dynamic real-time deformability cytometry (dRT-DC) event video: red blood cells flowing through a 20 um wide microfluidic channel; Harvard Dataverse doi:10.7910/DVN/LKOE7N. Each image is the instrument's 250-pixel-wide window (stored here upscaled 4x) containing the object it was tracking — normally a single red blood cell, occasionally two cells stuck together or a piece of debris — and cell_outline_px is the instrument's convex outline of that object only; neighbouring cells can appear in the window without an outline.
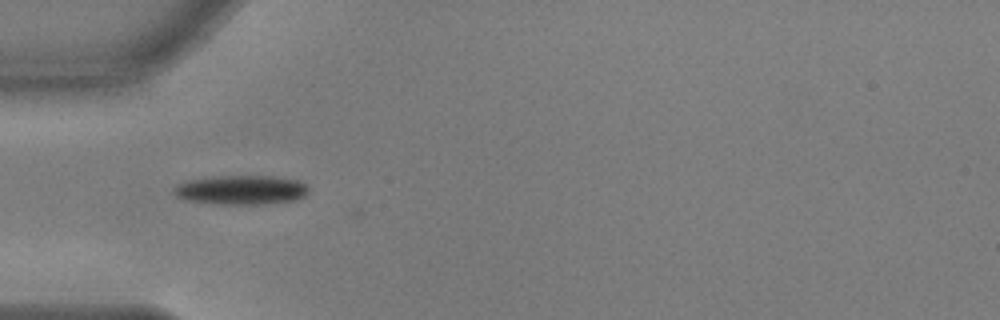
{"species": "common noctule bat (a hibernating species)", "species_latin": "Nyctalus noctula", "temperature_condition": "warm", "stored_images_in_passage": 3, "camera_frame_rate_fps": 3000, "um_per_image_px": 0.085, "animal": {"sex": "male", "body_mass_g": 17.9, "forearm_length_mm": 54.2}, "frame": {"image": 1, "passage_image": 2, "time_ms": 0.333, "image_size_px": [1000, 320], "cell_outline_px": [[308, 192], [304, 196], [296, 200], [264, 204], [216, 204], [188, 200], [176, 196], [172, 192], [176, 184], [184, 180], [212, 176], [272, 176], [300, 180], [308, 188]], "centroid_in_image_um": [20.47, 16.13], "position_along_channel_um": 64.5, "area_um2": 23.24}}